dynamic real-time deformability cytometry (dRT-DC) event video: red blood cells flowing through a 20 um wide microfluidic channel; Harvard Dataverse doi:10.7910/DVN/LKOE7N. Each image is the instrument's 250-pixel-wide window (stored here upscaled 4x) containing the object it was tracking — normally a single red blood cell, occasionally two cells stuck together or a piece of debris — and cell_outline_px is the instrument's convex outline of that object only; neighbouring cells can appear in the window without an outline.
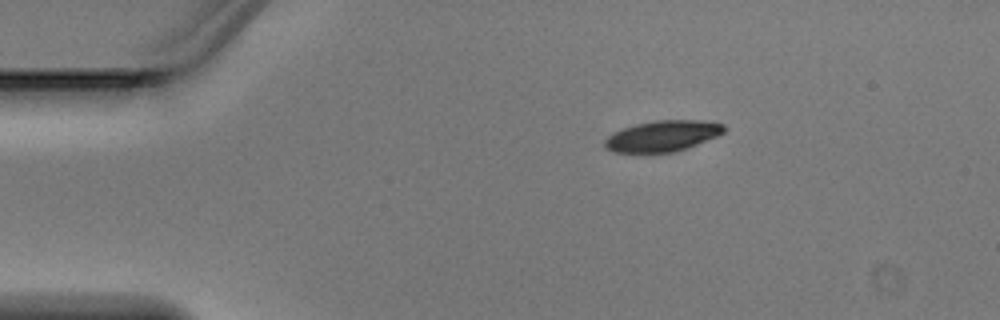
{"species": "Egyptian fruit bat (a non-hibernating species)", "species_latin": "Rousettus aegyptiacus", "temperature_condition": "warm", "stored_images_in_passage": 2, "camera_frame_rate_fps": 3000, "um_per_image_px": 0.085, "animal": {"sex": "male"}, "frame": {"image": 1, "passage_image": 1, "time_ms": 0.0, "image_size_px": [1000, 320], "cell_outline_px": [[724, 132], [716, 136], [688, 148], [672, 152], [612, 152], [604, 148], [604, 140], [612, 132], [636, 124], [656, 120], [704, 120], [724, 124]], "centroid_in_image_um": [56.29, 11.55], "position_along_channel_um": 28.7, "area_um2": 21.44}}